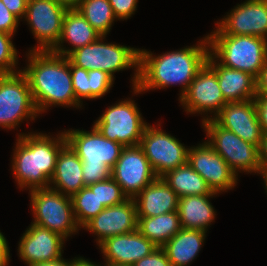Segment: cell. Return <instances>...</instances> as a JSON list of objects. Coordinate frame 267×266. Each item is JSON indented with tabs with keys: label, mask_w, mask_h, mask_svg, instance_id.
<instances>
[{
	"label": "cell",
	"mask_w": 267,
	"mask_h": 266,
	"mask_svg": "<svg viewBox=\"0 0 267 266\" xmlns=\"http://www.w3.org/2000/svg\"><path fill=\"white\" fill-rule=\"evenodd\" d=\"M208 55L207 35L191 46L158 55L140 48L139 81L137 88L132 89L133 95L179 85L181 98L206 63Z\"/></svg>",
	"instance_id": "1"
},
{
	"label": "cell",
	"mask_w": 267,
	"mask_h": 266,
	"mask_svg": "<svg viewBox=\"0 0 267 266\" xmlns=\"http://www.w3.org/2000/svg\"><path fill=\"white\" fill-rule=\"evenodd\" d=\"M26 65L21 71L26 76L39 115L49 107L81 109L76 98L66 56L52 51H26Z\"/></svg>",
	"instance_id": "2"
},
{
	"label": "cell",
	"mask_w": 267,
	"mask_h": 266,
	"mask_svg": "<svg viewBox=\"0 0 267 266\" xmlns=\"http://www.w3.org/2000/svg\"><path fill=\"white\" fill-rule=\"evenodd\" d=\"M61 131L56 136L41 131L17 134L11 171L20 190L49 187L58 153L67 143L65 133Z\"/></svg>",
	"instance_id": "3"
},
{
	"label": "cell",
	"mask_w": 267,
	"mask_h": 266,
	"mask_svg": "<svg viewBox=\"0 0 267 266\" xmlns=\"http://www.w3.org/2000/svg\"><path fill=\"white\" fill-rule=\"evenodd\" d=\"M106 36L71 52L67 58L74 65L85 70H101L115 79V73L131 69L132 89L139 81L140 48L107 42ZM106 41V42H105ZM134 68V69H133Z\"/></svg>",
	"instance_id": "4"
},
{
	"label": "cell",
	"mask_w": 267,
	"mask_h": 266,
	"mask_svg": "<svg viewBox=\"0 0 267 266\" xmlns=\"http://www.w3.org/2000/svg\"><path fill=\"white\" fill-rule=\"evenodd\" d=\"M209 53L223 66L257 78L267 59V39L252 35H207Z\"/></svg>",
	"instance_id": "5"
},
{
	"label": "cell",
	"mask_w": 267,
	"mask_h": 266,
	"mask_svg": "<svg viewBox=\"0 0 267 266\" xmlns=\"http://www.w3.org/2000/svg\"><path fill=\"white\" fill-rule=\"evenodd\" d=\"M33 220L31 223L47 228L63 238L81 230L78 225L70 196H66L51 187L37 188L29 191Z\"/></svg>",
	"instance_id": "6"
},
{
	"label": "cell",
	"mask_w": 267,
	"mask_h": 266,
	"mask_svg": "<svg viewBox=\"0 0 267 266\" xmlns=\"http://www.w3.org/2000/svg\"><path fill=\"white\" fill-rule=\"evenodd\" d=\"M38 116L24 73L20 70L0 74V127L7 131L18 130L23 121H35Z\"/></svg>",
	"instance_id": "7"
},
{
	"label": "cell",
	"mask_w": 267,
	"mask_h": 266,
	"mask_svg": "<svg viewBox=\"0 0 267 266\" xmlns=\"http://www.w3.org/2000/svg\"><path fill=\"white\" fill-rule=\"evenodd\" d=\"M208 144L227 162L237 174L253 173L261 176L258 147L244 141L234 132L219 126L213 119L201 123ZM239 172V173H238Z\"/></svg>",
	"instance_id": "8"
},
{
	"label": "cell",
	"mask_w": 267,
	"mask_h": 266,
	"mask_svg": "<svg viewBox=\"0 0 267 266\" xmlns=\"http://www.w3.org/2000/svg\"><path fill=\"white\" fill-rule=\"evenodd\" d=\"M135 100L124 98L108 106L94 121V126L107 139L123 146L139 145L147 123Z\"/></svg>",
	"instance_id": "9"
},
{
	"label": "cell",
	"mask_w": 267,
	"mask_h": 266,
	"mask_svg": "<svg viewBox=\"0 0 267 266\" xmlns=\"http://www.w3.org/2000/svg\"><path fill=\"white\" fill-rule=\"evenodd\" d=\"M150 125L143 131L140 146L157 177L188 162L190 146L163 131L161 124Z\"/></svg>",
	"instance_id": "10"
},
{
	"label": "cell",
	"mask_w": 267,
	"mask_h": 266,
	"mask_svg": "<svg viewBox=\"0 0 267 266\" xmlns=\"http://www.w3.org/2000/svg\"><path fill=\"white\" fill-rule=\"evenodd\" d=\"M67 8L54 0H32L27 2L23 20L36 39L34 47L27 51H52L60 40L63 19Z\"/></svg>",
	"instance_id": "11"
},
{
	"label": "cell",
	"mask_w": 267,
	"mask_h": 266,
	"mask_svg": "<svg viewBox=\"0 0 267 266\" xmlns=\"http://www.w3.org/2000/svg\"><path fill=\"white\" fill-rule=\"evenodd\" d=\"M178 100L187 115H201V123L213 119L227 103L219 87L216 72L207 63L197 72Z\"/></svg>",
	"instance_id": "12"
},
{
	"label": "cell",
	"mask_w": 267,
	"mask_h": 266,
	"mask_svg": "<svg viewBox=\"0 0 267 266\" xmlns=\"http://www.w3.org/2000/svg\"><path fill=\"white\" fill-rule=\"evenodd\" d=\"M214 26L216 29L207 35H252L267 39V0L238 3Z\"/></svg>",
	"instance_id": "13"
},
{
	"label": "cell",
	"mask_w": 267,
	"mask_h": 266,
	"mask_svg": "<svg viewBox=\"0 0 267 266\" xmlns=\"http://www.w3.org/2000/svg\"><path fill=\"white\" fill-rule=\"evenodd\" d=\"M67 143L85 165L113 168L124 146L105 138L93 125L91 131L64 129Z\"/></svg>",
	"instance_id": "14"
},
{
	"label": "cell",
	"mask_w": 267,
	"mask_h": 266,
	"mask_svg": "<svg viewBox=\"0 0 267 266\" xmlns=\"http://www.w3.org/2000/svg\"><path fill=\"white\" fill-rule=\"evenodd\" d=\"M111 177L129 199H134L157 176L140 145L124 146Z\"/></svg>",
	"instance_id": "15"
},
{
	"label": "cell",
	"mask_w": 267,
	"mask_h": 266,
	"mask_svg": "<svg viewBox=\"0 0 267 266\" xmlns=\"http://www.w3.org/2000/svg\"><path fill=\"white\" fill-rule=\"evenodd\" d=\"M188 163L213 192L221 194L238 185L237 174L206 140L189 148Z\"/></svg>",
	"instance_id": "16"
},
{
	"label": "cell",
	"mask_w": 267,
	"mask_h": 266,
	"mask_svg": "<svg viewBox=\"0 0 267 266\" xmlns=\"http://www.w3.org/2000/svg\"><path fill=\"white\" fill-rule=\"evenodd\" d=\"M65 238L33 223L20 237L17 253L27 266L63 257Z\"/></svg>",
	"instance_id": "17"
},
{
	"label": "cell",
	"mask_w": 267,
	"mask_h": 266,
	"mask_svg": "<svg viewBox=\"0 0 267 266\" xmlns=\"http://www.w3.org/2000/svg\"><path fill=\"white\" fill-rule=\"evenodd\" d=\"M82 230L94 234L96 246L105 239L137 230V212L134 199L105 207L97 216L88 221Z\"/></svg>",
	"instance_id": "18"
},
{
	"label": "cell",
	"mask_w": 267,
	"mask_h": 266,
	"mask_svg": "<svg viewBox=\"0 0 267 266\" xmlns=\"http://www.w3.org/2000/svg\"><path fill=\"white\" fill-rule=\"evenodd\" d=\"M213 120L222 128L234 132L244 141L259 146L263 131L258 120L254 99L226 103Z\"/></svg>",
	"instance_id": "19"
},
{
	"label": "cell",
	"mask_w": 267,
	"mask_h": 266,
	"mask_svg": "<svg viewBox=\"0 0 267 266\" xmlns=\"http://www.w3.org/2000/svg\"><path fill=\"white\" fill-rule=\"evenodd\" d=\"M98 247L106 264L130 266L157 248L138 230L107 238Z\"/></svg>",
	"instance_id": "20"
},
{
	"label": "cell",
	"mask_w": 267,
	"mask_h": 266,
	"mask_svg": "<svg viewBox=\"0 0 267 266\" xmlns=\"http://www.w3.org/2000/svg\"><path fill=\"white\" fill-rule=\"evenodd\" d=\"M206 63L216 72L225 101L240 102L256 97V78L241 70L221 65L210 53Z\"/></svg>",
	"instance_id": "21"
},
{
	"label": "cell",
	"mask_w": 267,
	"mask_h": 266,
	"mask_svg": "<svg viewBox=\"0 0 267 266\" xmlns=\"http://www.w3.org/2000/svg\"><path fill=\"white\" fill-rule=\"evenodd\" d=\"M134 201L137 217H155L177 211L179 197L161 177H157Z\"/></svg>",
	"instance_id": "22"
},
{
	"label": "cell",
	"mask_w": 267,
	"mask_h": 266,
	"mask_svg": "<svg viewBox=\"0 0 267 266\" xmlns=\"http://www.w3.org/2000/svg\"><path fill=\"white\" fill-rule=\"evenodd\" d=\"M49 187L70 197L85 187L82 161L68 143L58 153Z\"/></svg>",
	"instance_id": "23"
},
{
	"label": "cell",
	"mask_w": 267,
	"mask_h": 266,
	"mask_svg": "<svg viewBox=\"0 0 267 266\" xmlns=\"http://www.w3.org/2000/svg\"><path fill=\"white\" fill-rule=\"evenodd\" d=\"M100 36L78 10L68 9L63 19L60 40L52 52L67 57L71 52L96 41ZM64 43L70 44L71 47H66Z\"/></svg>",
	"instance_id": "24"
},
{
	"label": "cell",
	"mask_w": 267,
	"mask_h": 266,
	"mask_svg": "<svg viewBox=\"0 0 267 266\" xmlns=\"http://www.w3.org/2000/svg\"><path fill=\"white\" fill-rule=\"evenodd\" d=\"M213 197L217 195H188L179 198L177 212L181 227L207 232L217 216L211 203Z\"/></svg>",
	"instance_id": "25"
},
{
	"label": "cell",
	"mask_w": 267,
	"mask_h": 266,
	"mask_svg": "<svg viewBox=\"0 0 267 266\" xmlns=\"http://www.w3.org/2000/svg\"><path fill=\"white\" fill-rule=\"evenodd\" d=\"M207 232L198 229H181L163 246L171 266H189L197 259L204 246Z\"/></svg>",
	"instance_id": "26"
},
{
	"label": "cell",
	"mask_w": 267,
	"mask_h": 266,
	"mask_svg": "<svg viewBox=\"0 0 267 266\" xmlns=\"http://www.w3.org/2000/svg\"><path fill=\"white\" fill-rule=\"evenodd\" d=\"M161 178L179 198L188 195H220L208 187L205 180L188 162L166 172Z\"/></svg>",
	"instance_id": "27"
},
{
	"label": "cell",
	"mask_w": 267,
	"mask_h": 266,
	"mask_svg": "<svg viewBox=\"0 0 267 266\" xmlns=\"http://www.w3.org/2000/svg\"><path fill=\"white\" fill-rule=\"evenodd\" d=\"M181 229L177 211L155 217H137V230L156 247H162Z\"/></svg>",
	"instance_id": "28"
},
{
	"label": "cell",
	"mask_w": 267,
	"mask_h": 266,
	"mask_svg": "<svg viewBox=\"0 0 267 266\" xmlns=\"http://www.w3.org/2000/svg\"><path fill=\"white\" fill-rule=\"evenodd\" d=\"M101 35L107 36L117 19L108 0H82L75 8Z\"/></svg>",
	"instance_id": "29"
},
{
	"label": "cell",
	"mask_w": 267,
	"mask_h": 266,
	"mask_svg": "<svg viewBox=\"0 0 267 266\" xmlns=\"http://www.w3.org/2000/svg\"><path fill=\"white\" fill-rule=\"evenodd\" d=\"M71 201L75 219L80 228L105 208L97 197V182L83 187L72 195Z\"/></svg>",
	"instance_id": "30"
},
{
	"label": "cell",
	"mask_w": 267,
	"mask_h": 266,
	"mask_svg": "<svg viewBox=\"0 0 267 266\" xmlns=\"http://www.w3.org/2000/svg\"><path fill=\"white\" fill-rule=\"evenodd\" d=\"M14 36L0 31V74L15 73L21 70L18 67L19 52L12 40Z\"/></svg>",
	"instance_id": "31"
},
{
	"label": "cell",
	"mask_w": 267,
	"mask_h": 266,
	"mask_svg": "<svg viewBox=\"0 0 267 266\" xmlns=\"http://www.w3.org/2000/svg\"><path fill=\"white\" fill-rule=\"evenodd\" d=\"M97 197L105 207L120 204L128 199L112 177L97 182Z\"/></svg>",
	"instance_id": "32"
},
{
	"label": "cell",
	"mask_w": 267,
	"mask_h": 266,
	"mask_svg": "<svg viewBox=\"0 0 267 266\" xmlns=\"http://www.w3.org/2000/svg\"><path fill=\"white\" fill-rule=\"evenodd\" d=\"M89 100L103 98L108 92L110 93L115 79L107 72L101 70H89Z\"/></svg>",
	"instance_id": "33"
},
{
	"label": "cell",
	"mask_w": 267,
	"mask_h": 266,
	"mask_svg": "<svg viewBox=\"0 0 267 266\" xmlns=\"http://www.w3.org/2000/svg\"><path fill=\"white\" fill-rule=\"evenodd\" d=\"M72 85L76 98L83 104V100H89L88 70L74 66L70 62Z\"/></svg>",
	"instance_id": "34"
},
{
	"label": "cell",
	"mask_w": 267,
	"mask_h": 266,
	"mask_svg": "<svg viewBox=\"0 0 267 266\" xmlns=\"http://www.w3.org/2000/svg\"><path fill=\"white\" fill-rule=\"evenodd\" d=\"M82 176L85 186H89L110 178L111 169L108 166L85 165L82 162Z\"/></svg>",
	"instance_id": "35"
},
{
	"label": "cell",
	"mask_w": 267,
	"mask_h": 266,
	"mask_svg": "<svg viewBox=\"0 0 267 266\" xmlns=\"http://www.w3.org/2000/svg\"><path fill=\"white\" fill-rule=\"evenodd\" d=\"M116 19L128 20L137 11L139 0H108Z\"/></svg>",
	"instance_id": "36"
},
{
	"label": "cell",
	"mask_w": 267,
	"mask_h": 266,
	"mask_svg": "<svg viewBox=\"0 0 267 266\" xmlns=\"http://www.w3.org/2000/svg\"><path fill=\"white\" fill-rule=\"evenodd\" d=\"M20 21L21 20L10 12L0 0V31L15 35Z\"/></svg>",
	"instance_id": "37"
},
{
	"label": "cell",
	"mask_w": 267,
	"mask_h": 266,
	"mask_svg": "<svg viewBox=\"0 0 267 266\" xmlns=\"http://www.w3.org/2000/svg\"><path fill=\"white\" fill-rule=\"evenodd\" d=\"M132 266H171V263L163 248L157 247L150 255L136 261Z\"/></svg>",
	"instance_id": "38"
},
{
	"label": "cell",
	"mask_w": 267,
	"mask_h": 266,
	"mask_svg": "<svg viewBox=\"0 0 267 266\" xmlns=\"http://www.w3.org/2000/svg\"><path fill=\"white\" fill-rule=\"evenodd\" d=\"M254 101L262 131H267V94H256Z\"/></svg>",
	"instance_id": "39"
},
{
	"label": "cell",
	"mask_w": 267,
	"mask_h": 266,
	"mask_svg": "<svg viewBox=\"0 0 267 266\" xmlns=\"http://www.w3.org/2000/svg\"><path fill=\"white\" fill-rule=\"evenodd\" d=\"M6 8L22 20L25 16L27 1L26 0H1Z\"/></svg>",
	"instance_id": "40"
},
{
	"label": "cell",
	"mask_w": 267,
	"mask_h": 266,
	"mask_svg": "<svg viewBox=\"0 0 267 266\" xmlns=\"http://www.w3.org/2000/svg\"><path fill=\"white\" fill-rule=\"evenodd\" d=\"M258 159L262 166V172H267V131H263L258 146Z\"/></svg>",
	"instance_id": "41"
},
{
	"label": "cell",
	"mask_w": 267,
	"mask_h": 266,
	"mask_svg": "<svg viewBox=\"0 0 267 266\" xmlns=\"http://www.w3.org/2000/svg\"><path fill=\"white\" fill-rule=\"evenodd\" d=\"M8 241L0 230V266H8L11 261Z\"/></svg>",
	"instance_id": "42"
},
{
	"label": "cell",
	"mask_w": 267,
	"mask_h": 266,
	"mask_svg": "<svg viewBox=\"0 0 267 266\" xmlns=\"http://www.w3.org/2000/svg\"><path fill=\"white\" fill-rule=\"evenodd\" d=\"M256 94H267V59L256 78Z\"/></svg>",
	"instance_id": "43"
},
{
	"label": "cell",
	"mask_w": 267,
	"mask_h": 266,
	"mask_svg": "<svg viewBox=\"0 0 267 266\" xmlns=\"http://www.w3.org/2000/svg\"><path fill=\"white\" fill-rule=\"evenodd\" d=\"M30 266H73V259H64L61 257L58 260H53V261H46V262H40L36 264H32Z\"/></svg>",
	"instance_id": "44"
},
{
	"label": "cell",
	"mask_w": 267,
	"mask_h": 266,
	"mask_svg": "<svg viewBox=\"0 0 267 266\" xmlns=\"http://www.w3.org/2000/svg\"><path fill=\"white\" fill-rule=\"evenodd\" d=\"M90 259L83 258L82 256H77L73 258V266H103L102 264L89 261Z\"/></svg>",
	"instance_id": "45"
},
{
	"label": "cell",
	"mask_w": 267,
	"mask_h": 266,
	"mask_svg": "<svg viewBox=\"0 0 267 266\" xmlns=\"http://www.w3.org/2000/svg\"><path fill=\"white\" fill-rule=\"evenodd\" d=\"M67 9H75L82 0H54Z\"/></svg>",
	"instance_id": "46"
},
{
	"label": "cell",
	"mask_w": 267,
	"mask_h": 266,
	"mask_svg": "<svg viewBox=\"0 0 267 266\" xmlns=\"http://www.w3.org/2000/svg\"><path fill=\"white\" fill-rule=\"evenodd\" d=\"M261 177L263 178V180H264V188H265V192H266V194H267V172H262L261 173Z\"/></svg>",
	"instance_id": "47"
},
{
	"label": "cell",
	"mask_w": 267,
	"mask_h": 266,
	"mask_svg": "<svg viewBox=\"0 0 267 266\" xmlns=\"http://www.w3.org/2000/svg\"><path fill=\"white\" fill-rule=\"evenodd\" d=\"M103 265L104 266H130V265H114V264H106V263H104Z\"/></svg>",
	"instance_id": "48"
}]
</instances>
